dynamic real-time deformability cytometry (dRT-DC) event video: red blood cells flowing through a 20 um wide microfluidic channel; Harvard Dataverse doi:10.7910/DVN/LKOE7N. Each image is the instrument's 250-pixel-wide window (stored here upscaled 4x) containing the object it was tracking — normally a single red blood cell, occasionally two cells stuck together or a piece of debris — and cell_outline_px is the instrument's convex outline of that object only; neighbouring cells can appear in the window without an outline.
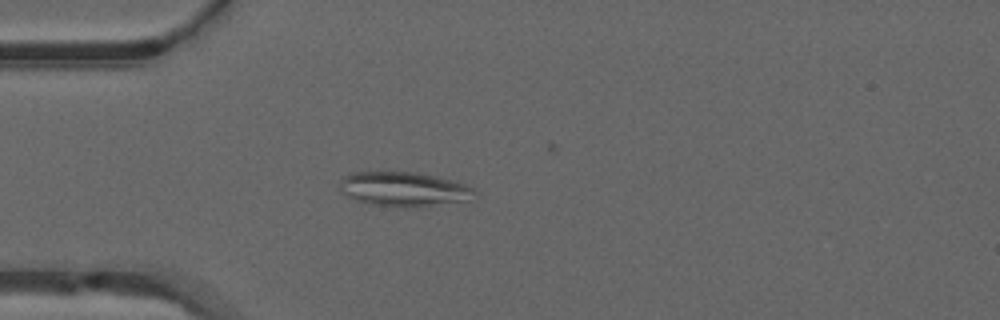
{"species": "common noctule bat (a hibernating species)", "species_latin": "Nyctalus noctula", "temperature_condition": "warm", "stored_images_in_passage": 50, "segment_of_instrument_passage": [1, 2], "camera_frame_rate_fps": 3000, "um_per_image_px": 0.085, "animal": {"sex": "male", "forearm_length_mm": 52.5}, "frame": {"image": 1, "passage_image": 13, "time_ms": 4.0, "image_size_px": [1000, 320], "cell_outline_px": [[476, 192], [464, 200], [428, 204], [376, 204], [356, 200], [340, 192], [340, 180], [344, 176], [352, 172], [416, 172], [452, 180], [476, 188]], "centroid_in_image_um": [34.25, 16.0], "position_along_channel_um": 50.8, "area_um2": 25.61}}